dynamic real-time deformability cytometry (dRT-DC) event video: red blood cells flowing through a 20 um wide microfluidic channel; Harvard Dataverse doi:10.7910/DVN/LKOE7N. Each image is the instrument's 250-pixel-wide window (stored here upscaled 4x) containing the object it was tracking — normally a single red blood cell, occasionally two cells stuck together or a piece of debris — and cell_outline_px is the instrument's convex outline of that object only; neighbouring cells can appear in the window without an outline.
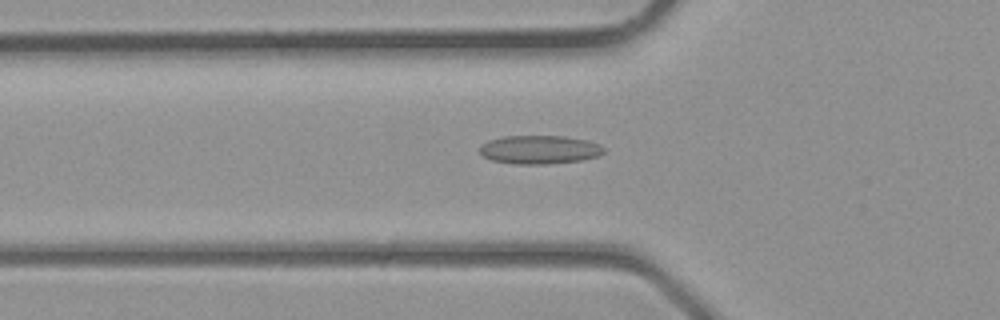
{"species": "common noctule bat (a hibernating species)", "species_latin": "Nyctalus noctula", "temperature_condition": "room temperature", "stored_images_in_passage": 32, "camera_frame_rate_fps": 3000, "um_per_image_px": 0.085, "animal": {"sex": "male", "body_mass_g": 23.1, "forearm_length_mm": 52.7}, "frame": {"image": 1, "passage_image": 7, "time_ms": 2.0, "image_size_px": [1000, 320], "cell_outline_px": [[604, 152], [600, 156], [580, 160], [548, 164], [516, 164], [492, 160], [484, 156], [480, 152], [480, 144], [488, 140], [504, 136], [564, 136], [588, 140], [600, 144], [604, 148]], "centroid_in_image_um": [45.87, 12.71], "position_along_channel_um": 79.9, "area_um2": 20.75}}
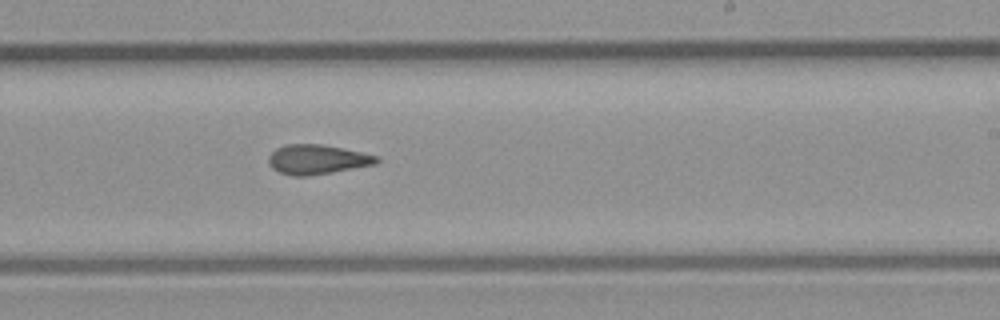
{"frame": {"image": 2, "passage_image": 17, "time_ms": 5.333, "image_size_px": [1000, 320], "cell_outline_px": [[380, 160], [376, 164], [332, 172], [304, 176], [292, 176], [280, 172], [272, 168], [268, 164], [268, 156], [276, 148], [284, 144], [320, 144], [344, 148], [376, 156]], "centroid_in_image_um": [26.92, 13.54], "position_along_channel_um": 262.1, "area_um2": 18.55}}
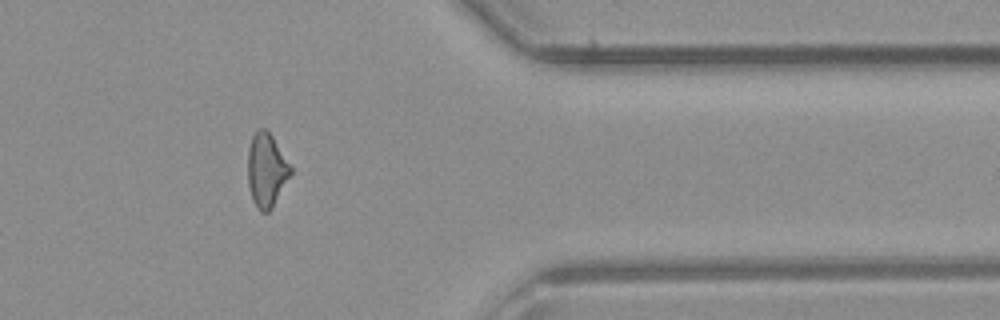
{"frame": {"image": 3, "passage_image": 25, "time_ms": 8.0, "image_size_px": [1000, 320], "cell_outline_px": [[292, 172], [272, 208], [268, 212], [260, 212], [256, 208], [252, 200], [248, 184], [248, 148], [252, 136], [256, 128], [264, 128], [272, 136], [292, 168]], "centroid_in_image_um": [22.63, 14.46], "position_along_channel_um": 388.8, "area_um2": 18.38}}